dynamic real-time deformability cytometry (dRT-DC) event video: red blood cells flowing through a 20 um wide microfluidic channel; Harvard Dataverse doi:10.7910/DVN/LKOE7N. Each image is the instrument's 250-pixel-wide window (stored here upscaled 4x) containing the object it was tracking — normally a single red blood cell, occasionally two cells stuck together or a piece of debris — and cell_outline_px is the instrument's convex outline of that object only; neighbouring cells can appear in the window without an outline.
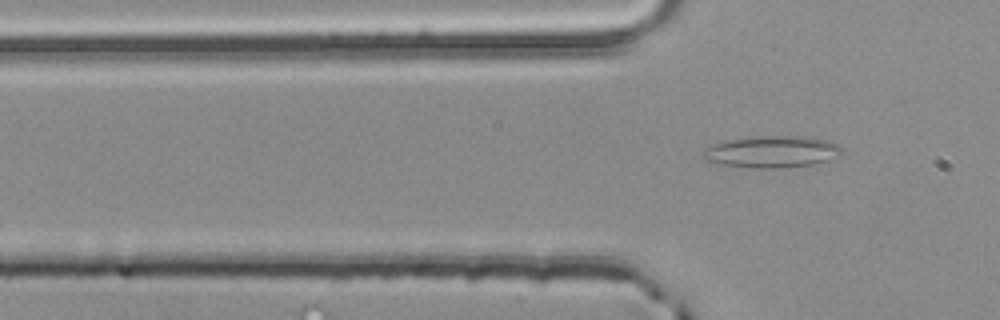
{"species": "common noctule bat (a hibernating species)", "species_latin": "Nyctalus noctula", "temperature_condition": "room temperature", "stored_images_in_passage": 4, "camera_frame_rate_fps": 3000, "um_per_image_px": 0.085, "animal": {"sex": "male", "body_mass_g": 20.4}, "frame": {"image": 1, "passage_image": 4, "time_ms": 1.0, "image_size_px": [1000, 320], "cell_outline_px": [[840, 156], [812, 164], [776, 168], [756, 168], [724, 164], [704, 160], [700, 156], [700, 152], [716, 144], [732, 140], [752, 136], [804, 136], [828, 140], [836, 144], [840, 148]], "centroid_in_image_um": [65.6, 12.89], "position_along_channel_um": 60.2, "area_um2": 25.26}}